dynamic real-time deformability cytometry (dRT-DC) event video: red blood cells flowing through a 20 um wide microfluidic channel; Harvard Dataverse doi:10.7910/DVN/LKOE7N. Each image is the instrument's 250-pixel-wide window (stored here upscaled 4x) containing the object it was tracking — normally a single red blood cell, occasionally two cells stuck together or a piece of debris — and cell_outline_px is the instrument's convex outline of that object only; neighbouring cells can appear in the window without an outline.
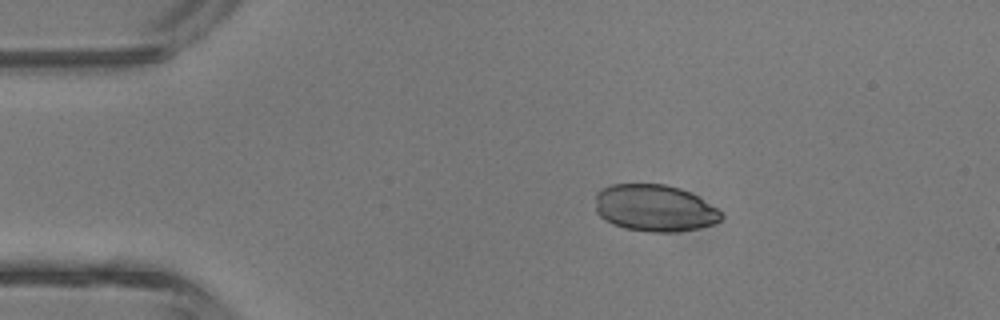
{"species": "common noctule bat (a hibernating species)", "species_latin": "Nyctalus noctula", "temperature_condition": "room temperature", "stored_images_in_passage": 2, "camera_frame_rate_fps": 3000, "um_per_image_px": 0.085, "animal": {"sex": "male", "body_mass_g": 13.3}, "frame": {"image": 1, "passage_image": 1, "time_ms": 0.0, "image_size_px": [1000, 320], "cell_outline_px": [[724, 216], [720, 220], [712, 224], [700, 228], [676, 232], [648, 232], [624, 228], [612, 224], [604, 220], [596, 212], [596, 192], [600, 188], [612, 184], [664, 184], [680, 188], [696, 196], [716, 208]], "centroid_in_image_um": [55.59, 17.69], "position_along_channel_um": 29.4, "area_um2": 34.45}}